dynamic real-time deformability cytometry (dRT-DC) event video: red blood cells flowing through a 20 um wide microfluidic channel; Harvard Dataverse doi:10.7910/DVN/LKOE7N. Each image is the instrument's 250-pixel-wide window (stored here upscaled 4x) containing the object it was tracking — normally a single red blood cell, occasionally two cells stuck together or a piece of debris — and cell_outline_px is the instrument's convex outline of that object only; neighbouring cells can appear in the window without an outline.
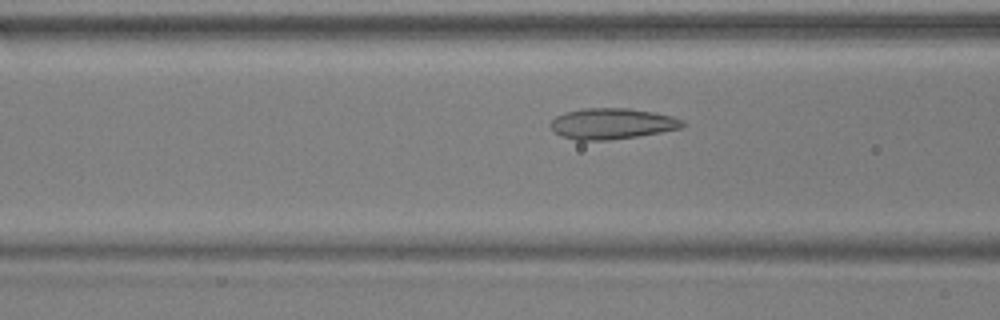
{"species": "common noctule bat (a hibernating species)", "species_latin": "Nyctalus noctula", "temperature_condition": "warm", "stored_images_in_passage": 38, "camera_frame_rate_fps": 3000, "um_per_image_px": 0.085, "animal": {"sex": "male", "body_mass_g": 17.9, "forearm_length_mm": 54.2}, "frame": {"image": 1, "passage_image": 5, "time_ms": 1.333, "image_size_px": [1000, 320], "cell_outline_px": [[684, 124], [680, 128], [660, 132], [636, 136], [608, 140], [576, 140], [560, 136], [548, 124], [556, 116], [568, 112], [584, 108], [628, 108], [652, 112], [672, 116], [684, 120]], "centroid_in_image_um": [52.0, 10.51], "position_along_channel_um": 114.6, "area_um2": 23.52}}
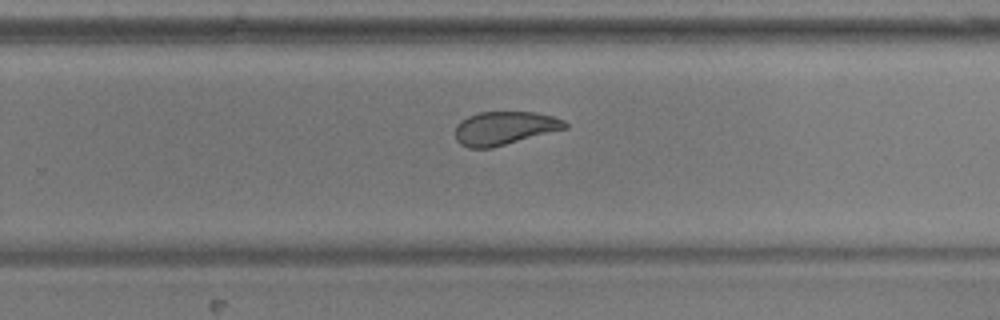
{"frame": {"image": 2, "passage_image": 19, "time_ms": 6.0, "image_size_px": [1000, 320], "cell_outline_px": [[568, 128], [492, 148], [468, 148], [460, 144], [456, 140], [456, 124], [460, 120], [468, 116], [480, 112], [536, 112], [552, 116], [564, 120], [568, 124]], "centroid_in_image_um": [42.88, 10.89], "position_along_channel_um": 286.9, "area_um2": 21.5}}
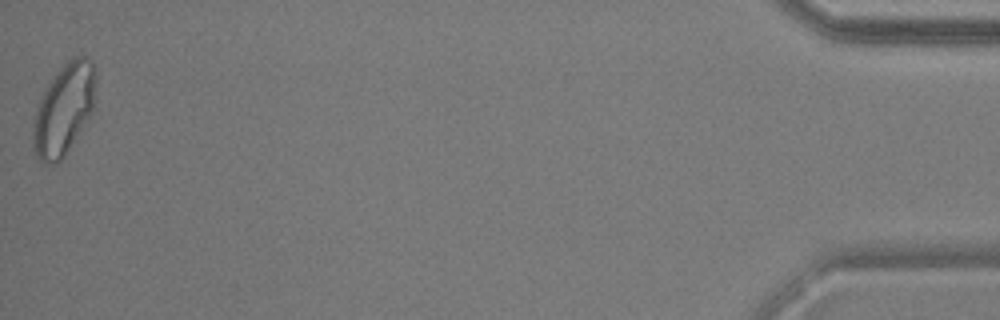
{"frame": {"image": 3, "passage_image": 38, "time_ms": 12.333, "image_size_px": [1000, 320], "cell_outline_px": [[96, 108], [64, 156], [56, 164], [44, 164], [36, 156], [32, 148], [32, 132], [36, 112], [40, 100], [48, 84], [56, 72], [72, 56], [84, 56], [92, 60], [96, 68]], "centroid_in_image_um": [5.48, 9.28], "position_along_channel_um": 429.7, "area_um2": 33.76}, "authors_computed_cell_mechanics": {"area_um2": 23.4379, "velocity_mm_per_s": 3.7012, "shape_relaxation_time_tau1_ms": 6.7978, "shape_relaxation_time_tau2_ms": 0.8952, "deformation_change_tau1": 0.18, "deformation_change_tau2": 0.0725}}